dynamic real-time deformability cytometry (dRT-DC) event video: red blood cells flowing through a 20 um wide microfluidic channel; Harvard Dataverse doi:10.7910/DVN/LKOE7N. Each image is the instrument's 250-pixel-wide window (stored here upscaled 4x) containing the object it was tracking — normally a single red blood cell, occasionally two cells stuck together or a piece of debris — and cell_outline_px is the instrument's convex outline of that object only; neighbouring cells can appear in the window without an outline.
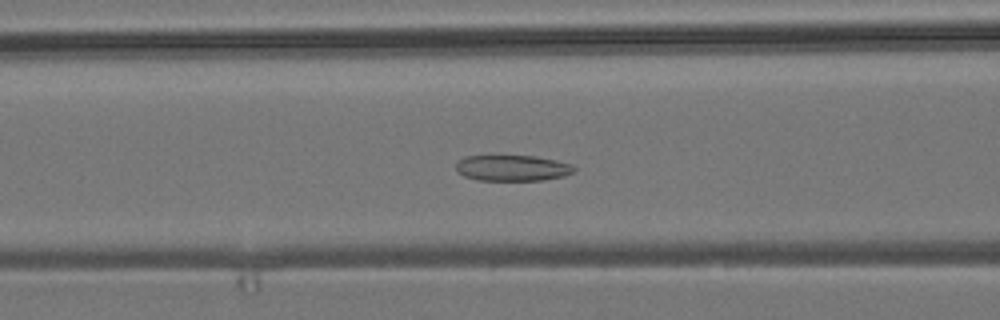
{"species": "common noctule bat (a hibernating species)", "species_latin": "Nyctalus noctula", "temperature_condition": "room temperature", "stored_images_in_passage": 54, "camera_frame_rate_fps": 3000, "um_per_image_px": 0.085, "animal": {"sex": "male", "body_mass_g": 19.2, "forearm_length_mm": 51.8}, "frame": {"image": 1, "passage_image": 22, "time_ms": 7.0, "image_size_px": [1000, 320], "cell_outline_px": [[576, 172], [564, 176], [544, 180], [476, 180], [464, 176], [456, 168], [456, 164], [464, 156], [536, 156], [556, 160], [572, 164], [576, 168]], "centroid_in_image_um": [43.61, 14.28], "position_along_channel_um": 123.0, "area_um2": 17.86}}
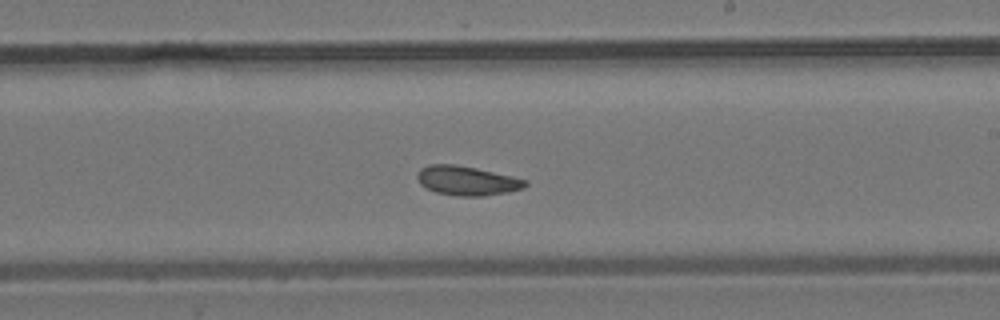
{"frame": {"image": 2, "passage_image": 32, "time_ms": 10.333, "image_size_px": [1000, 320], "cell_outline_px": [[528, 184], [524, 188], [508, 192], [484, 196], [456, 196], [436, 192], [420, 184], [416, 176], [420, 168], [428, 164], [456, 164], [476, 168], [512, 176], [528, 180]], "centroid_in_image_um": [39.7, 15.35], "position_along_channel_um": 249.3, "area_um2": 18.55}}
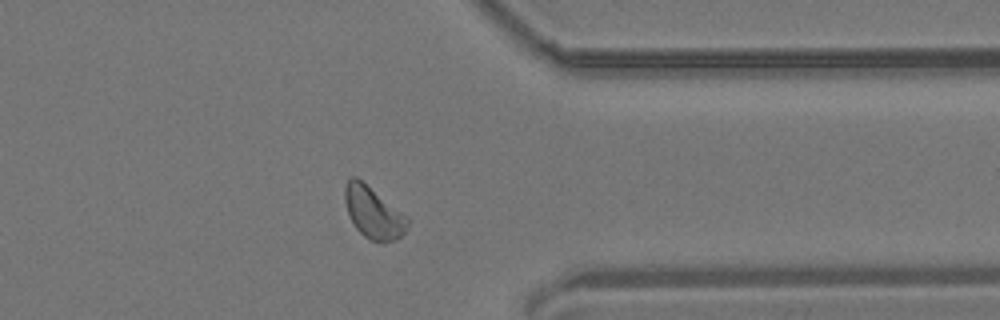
{"frame": {"image": 3, "passage_image": 43, "time_ms": 14.0, "image_size_px": [1000, 320], "cell_outline_px": [[408, 224], [404, 232], [396, 240], [372, 240], [364, 236], [356, 228], [348, 212], [344, 200], [344, 188], [348, 180], [352, 176], [356, 176], [408, 216]], "centroid_in_image_um": [31.72, 18.03], "position_along_channel_um": 379.7, "area_um2": 18.5}, "authors_computed_cell_mechanics": {"area_um2": 18.785, "velocity_mm_per_s": 3.7875, "shape_relaxation_time_tau1_ms": null, "shape_relaxation_time_tau2_ms": 3.4087, "deformation_change_tau1": null, "deformation_change_tau2": 0.0951}}